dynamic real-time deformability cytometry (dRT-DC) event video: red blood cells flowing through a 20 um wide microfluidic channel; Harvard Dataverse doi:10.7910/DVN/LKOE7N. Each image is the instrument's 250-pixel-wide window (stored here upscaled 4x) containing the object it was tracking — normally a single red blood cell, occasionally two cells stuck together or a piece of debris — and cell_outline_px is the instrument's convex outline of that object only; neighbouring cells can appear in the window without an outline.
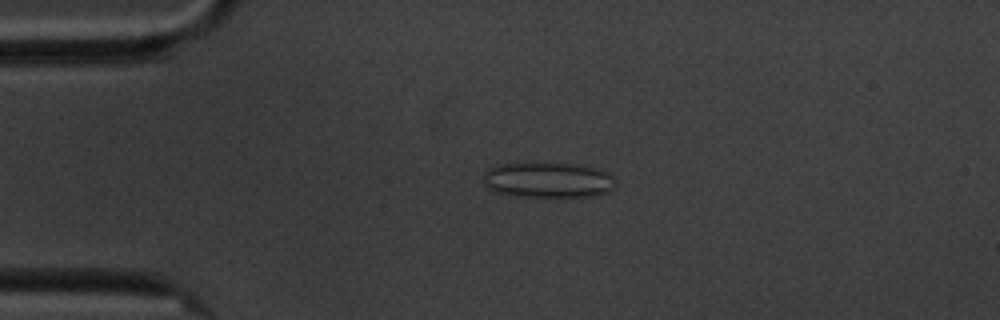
{"species": "common noctule bat (a hibernating species)", "species_latin": "Nyctalus noctula", "temperature_condition": "cold", "stored_images_in_passage": 5, "camera_frame_rate_fps": 3000, "um_per_image_px": 0.085, "animal": {"sex": "male", "body_mass_g": 20.1, "forearm_length_mm": 53.5}, "frame": {"image": 1, "passage_image": 4, "time_ms": 3.333, "image_size_px": [1000, 320], "cell_outline_px": [[616, 188], [608, 192], [592, 196], [512, 196], [492, 192], [484, 184], [484, 176], [488, 168], [496, 164], [528, 160], [544, 160], [580, 164], [600, 168], [608, 172], [616, 180]], "centroid_in_image_um": [46.57, 15.23], "position_along_channel_um": 38.4, "area_um2": 28.96}}